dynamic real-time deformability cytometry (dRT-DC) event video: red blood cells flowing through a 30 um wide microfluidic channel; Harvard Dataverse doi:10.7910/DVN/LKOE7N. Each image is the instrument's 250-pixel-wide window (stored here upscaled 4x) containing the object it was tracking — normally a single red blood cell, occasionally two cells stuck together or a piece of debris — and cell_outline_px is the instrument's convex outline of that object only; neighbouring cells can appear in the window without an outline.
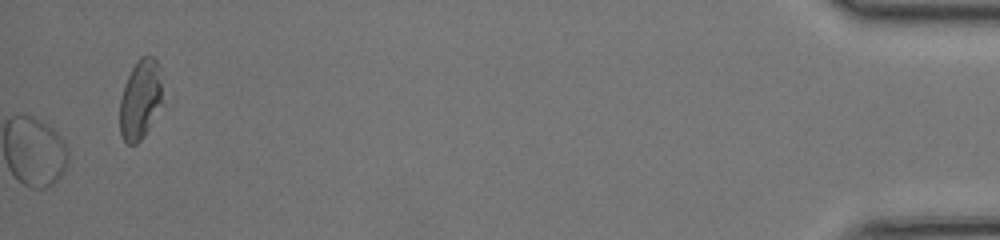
{"species": "common noctule bat (a hibernating species)", "species_latin": "Nyctalus noctula", "temperature_condition": "room temperature", "stored_images_in_passage": 49, "camera_frame_rate_fps": 3000, "um_per_image_px": 0.085, "animal": {"sex": "female", "body_mass_g": 17.0, "forearm_length_mm": 48.0}, "frame": {"image": 1, "passage_image": 49, "time_ms": 16.0, "image_size_px": [1000, 240], "cell_outline_px": [[160, 104], [144, 136], [136, 144], [128, 144], [124, 140], [120, 132], [120, 100], [124, 84], [136, 60], [140, 56], [152, 56], [156, 60], [160, 84]], "centroid_in_image_um": [11.87, 8.46], "position_along_channel_um": 423.3, "area_um2": 19.13}, "authors_computed_cell_mechanics": {"area_um2": 19.2474, "velocity_mm_per_s": 4.2423, "shape_relaxation_time_tau1_ms": null, "shape_relaxation_time_tau2_ms": 1.7704, "deformation_change_tau1": null, "deformation_change_tau2": 0.0665}}